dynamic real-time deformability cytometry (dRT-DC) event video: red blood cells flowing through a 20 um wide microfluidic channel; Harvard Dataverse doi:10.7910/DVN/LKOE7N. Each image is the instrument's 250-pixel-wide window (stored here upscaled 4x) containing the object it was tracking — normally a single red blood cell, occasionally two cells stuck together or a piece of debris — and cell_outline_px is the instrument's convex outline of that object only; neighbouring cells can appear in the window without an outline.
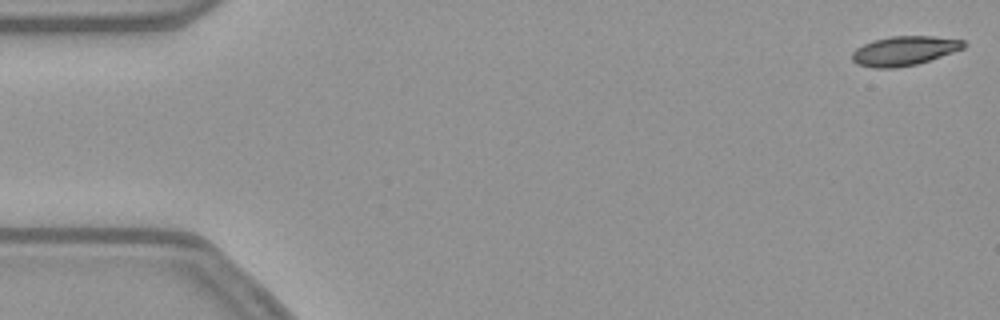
{"species": "common noctule bat (a hibernating species)", "species_latin": "Nyctalus noctula", "temperature_condition": "warm", "stored_images_in_passage": 13, "camera_frame_rate_fps": 3000, "um_per_image_px": 0.085, "animal": {"sex": "female", "body_mass_g": 21.9}, "frame": {"image": 1, "passage_image": 1, "time_ms": 0.0, "image_size_px": [1000, 320], "cell_outline_px": [[968, 44], [964, 48], [916, 64], [896, 68], [872, 68], [856, 64], [852, 60], [852, 52], [856, 48], [872, 40], [892, 36], [932, 36], [964, 40]], "centroid_in_image_um": [76.83, 4.32], "position_along_channel_um": 8.2, "area_um2": 19.07}}